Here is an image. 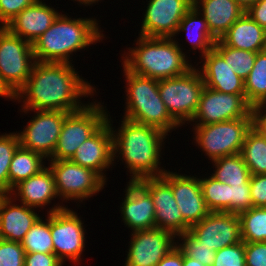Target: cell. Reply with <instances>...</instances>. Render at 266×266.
Here are the masks:
<instances>
[{
  "mask_svg": "<svg viewBox=\"0 0 266 266\" xmlns=\"http://www.w3.org/2000/svg\"><path fill=\"white\" fill-rule=\"evenodd\" d=\"M200 186L210 212L230 213V185L209 175L200 177Z\"/></svg>",
  "mask_w": 266,
  "mask_h": 266,
  "instance_id": "33",
  "label": "cell"
},
{
  "mask_svg": "<svg viewBox=\"0 0 266 266\" xmlns=\"http://www.w3.org/2000/svg\"><path fill=\"white\" fill-rule=\"evenodd\" d=\"M171 187L184 220L190 225L199 223L210 213L202 195L200 177L166 170L161 176Z\"/></svg>",
  "mask_w": 266,
  "mask_h": 266,
  "instance_id": "18",
  "label": "cell"
},
{
  "mask_svg": "<svg viewBox=\"0 0 266 266\" xmlns=\"http://www.w3.org/2000/svg\"><path fill=\"white\" fill-rule=\"evenodd\" d=\"M110 114L107 115L113 135V156L124 163L131 182H137L143 178L161 177L165 169L161 168L160 157L167 134L162 130L139 124L125 118L121 126L112 127ZM115 129V130H114Z\"/></svg>",
  "mask_w": 266,
  "mask_h": 266,
  "instance_id": "2",
  "label": "cell"
},
{
  "mask_svg": "<svg viewBox=\"0 0 266 266\" xmlns=\"http://www.w3.org/2000/svg\"><path fill=\"white\" fill-rule=\"evenodd\" d=\"M199 63L202 65L198 66ZM196 65L206 87L221 93L245 95L244 80L214 48L203 55Z\"/></svg>",
  "mask_w": 266,
  "mask_h": 266,
  "instance_id": "21",
  "label": "cell"
},
{
  "mask_svg": "<svg viewBox=\"0 0 266 266\" xmlns=\"http://www.w3.org/2000/svg\"><path fill=\"white\" fill-rule=\"evenodd\" d=\"M246 266H266V242H244Z\"/></svg>",
  "mask_w": 266,
  "mask_h": 266,
  "instance_id": "42",
  "label": "cell"
},
{
  "mask_svg": "<svg viewBox=\"0 0 266 266\" xmlns=\"http://www.w3.org/2000/svg\"><path fill=\"white\" fill-rule=\"evenodd\" d=\"M95 89L71 63L36 61L27 82L14 95V102H23L21 110L71 113L85 107L88 103L81 98H91Z\"/></svg>",
  "mask_w": 266,
  "mask_h": 266,
  "instance_id": "1",
  "label": "cell"
},
{
  "mask_svg": "<svg viewBox=\"0 0 266 266\" xmlns=\"http://www.w3.org/2000/svg\"><path fill=\"white\" fill-rule=\"evenodd\" d=\"M189 232L200 244L214 251L241 242L239 216L236 213L210 212Z\"/></svg>",
  "mask_w": 266,
  "mask_h": 266,
  "instance_id": "16",
  "label": "cell"
},
{
  "mask_svg": "<svg viewBox=\"0 0 266 266\" xmlns=\"http://www.w3.org/2000/svg\"><path fill=\"white\" fill-rule=\"evenodd\" d=\"M183 266H205L200 261L194 260L191 257L185 256L183 254Z\"/></svg>",
  "mask_w": 266,
  "mask_h": 266,
  "instance_id": "49",
  "label": "cell"
},
{
  "mask_svg": "<svg viewBox=\"0 0 266 266\" xmlns=\"http://www.w3.org/2000/svg\"><path fill=\"white\" fill-rule=\"evenodd\" d=\"M8 194L0 206V239L21 242L26 233L40 218L36 208L16 204Z\"/></svg>",
  "mask_w": 266,
  "mask_h": 266,
  "instance_id": "24",
  "label": "cell"
},
{
  "mask_svg": "<svg viewBox=\"0 0 266 266\" xmlns=\"http://www.w3.org/2000/svg\"><path fill=\"white\" fill-rule=\"evenodd\" d=\"M205 84L194 66L186 74L158 80V90L171 118L181 127L195 115Z\"/></svg>",
  "mask_w": 266,
  "mask_h": 266,
  "instance_id": "7",
  "label": "cell"
},
{
  "mask_svg": "<svg viewBox=\"0 0 266 266\" xmlns=\"http://www.w3.org/2000/svg\"><path fill=\"white\" fill-rule=\"evenodd\" d=\"M253 126L252 112L244 118L193 126L194 145L209 160L240 154L247 132Z\"/></svg>",
  "mask_w": 266,
  "mask_h": 266,
  "instance_id": "6",
  "label": "cell"
},
{
  "mask_svg": "<svg viewBox=\"0 0 266 266\" xmlns=\"http://www.w3.org/2000/svg\"><path fill=\"white\" fill-rule=\"evenodd\" d=\"M177 247L185 256L200 261L205 266H212L216 251L199 243V241L189 232L180 234L177 237ZM180 242V243H179Z\"/></svg>",
  "mask_w": 266,
  "mask_h": 266,
  "instance_id": "37",
  "label": "cell"
},
{
  "mask_svg": "<svg viewBox=\"0 0 266 266\" xmlns=\"http://www.w3.org/2000/svg\"><path fill=\"white\" fill-rule=\"evenodd\" d=\"M143 13L140 36L177 37L182 18L193 6V0H149Z\"/></svg>",
  "mask_w": 266,
  "mask_h": 266,
  "instance_id": "14",
  "label": "cell"
},
{
  "mask_svg": "<svg viewBox=\"0 0 266 266\" xmlns=\"http://www.w3.org/2000/svg\"><path fill=\"white\" fill-rule=\"evenodd\" d=\"M70 160L92 169L106 181V169L114 166L113 135L109 122L106 121L92 136L84 141Z\"/></svg>",
  "mask_w": 266,
  "mask_h": 266,
  "instance_id": "19",
  "label": "cell"
},
{
  "mask_svg": "<svg viewBox=\"0 0 266 266\" xmlns=\"http://www.w3.org/2000/svg\"><path fill=\"white\" fill-rule=\"evenodd\" d=\"M53 173L58 199L82 203L104 189L106 182L97 172L69 160H47Z\"/></svg>",
  "mask_w": 266,
  "mask_h": 266,
  "instance_id": "10",
  "label": "cell"
},
{
  "mask_svg": "<svg viewBox=\"0 0 266 266\" xmlns=\"http://www.w3.org/2000/svg\"><path fill=\"white\" fill-rule=\"evenodd\" d=\"M34 112L32 118L18 132L20 146L49 159L55 150L61 128L68 112L58 110H20L25 114ZM36 112V113H35Z\"/></svg>",
  "mask_w": 266,
  "mask_h": 266,
  "instance_id": "12",
  "label": "cell"
},
{
  "mask_svg": "<svg viewBox=\"0 0 266 266\" xmlns=\"http://www.w3.org/2000/svg\"><path fill=\"white\" fill-rule=\"evenodd\" d=\"M245 12L256 23L266 29V0H259Z\"/></svg>",
  "mask_w": 266,
  "mask_h": 266,
  "instance_id": "45",
  "label": "cell"
},
{
  "mask_svg": "<svg viewBox=\"0 0 266 266\" xmlns=\"http://www.w3.org/2000/svg\"><path fill=\"white\" fill-rule=\"evenodd\" d=\"M46 216L44 220L41 216L21 241L25 253H54L50 231V213H47Z\"/></svg>",
  "mask_w": 266,
  "mask_h": 266,
  "instance_id": "34",
  "label": "cell"
},
{
  "mask_svg": "<svg viewBox=\"0 0 266 266\" xmlns=\"http://www.w3.org/2000/svg\"><path fill=\"white\" fill-rule=\"evenodd\" d=\"M214 49L241 79L247 78L255 63L257 52L226 46L220 39L215 42Z\"/></svg>",
  "mask_w": 266,
  "mask_h": 266,
  "instance_id": "35",
  "label": "cell"
},
{
  "mask_svg": "<svg viewBox=\"0 0 266 266\" xmlns=\"http://www.w3.org/2000/svg\"><path fill=\"white\" fill-rule=\"evenodd\" d=\"M59 14L44 0H37L20 12L5 27L12 34L33 44L53 24Z\"/></svg>",
  "mask_w": 266,
  "mask_h": 266,
  "instance_id": "22",
  "label": "cell"
},
{
  "mask_svg": "<svg viewBox=\"0 0 266 266\" xmlns=\"http://www.w3.org/2000/svg\"><path fill=\"white\" fill-rule=\"evenodd\" d=\"M250 180L245 185H230V213L239 214L253 207Z\"/></svg>",
  "mask_w": 266,
  "mask_h": 266,
  "instance_id": "40",
  "label": "cell"
},
{
  "mask_svg": "<svg viewBox=\"0 0 266 266\" xmlns=\"http://www.w3.org/2000/svg\"><path fill=\"white\" fill-rule=\"evenodd\" d=\"M0 96L14 101V94L3 84L0 79Z\"/></svg>",
  "mask_w": 266,
  "mask_h": 266,
  "instance_id": "48",
  "label": "cell"
},
{
  "mask_svg": "<svg viewBox=\"0 0 266 266\" xmlns=\"http://www.w3.org/2000/svg\"><path fill=\"white\" fill-rule=\"evenodd\" d=\"M24 259L21 242L0 239V266H24Z\"/></svg>",
  "mask_w": 266,
  "mask_h": 266,
  "instance_id": "39",
  "label": "cell"
},
{
  "mask_svg": "<svg viewBox=\"0 0 266 266\" xmlns=\"http://www.w3.org/2000/svg\"><path fill=\"white\" fill-rule=\"evenodd\" d=\"M246 101L252 107L266 105V50L257 52L255 63L244 80Z\"/></svg>",
  "mask_w": 266,
  "mask_h": 266,
  "instance_id": "30",
  "label": "cell"
},
{
  "mask_svg": "<svg viewBox=\"0 0 266 266\" xmlns=\"http://www.w3.org/2000/svg\"><path fill=\"white\" fill-rule=\"evenodd\" d=\"M35 62L32 44L0 27V79L14 95L27 82Z\"/></svg>",
  "mask_w": 266,
  "mask_h": 266,
  "instance_id": "11",
  "label": "cell"
},
{
  "mask_svg": "<svg viewBox=\"0 0 266 266\" xmlns=\"http://www.w3.org/2000/svg\"><path fill=\"white\" fill-rule=\"evenodd\" d=\"M124 266H139V265L128 264V263L125 261Z\"/></svg>",
  "mask_w": 266,
  "mask_h": 266,
  "instance_id": "53",
  "label": "cell"
},
{
  "mask_svg": "<svg viewBox=\"0 0 266 266\" xmlns=\"http://www.w3.org/2000/svg\"><path fill=\"white\" fill-rule=\"evenodd\" d=\"M95 18H72L60 13L32 44L35 61L71 63L73 53L103 41L104 30ZM71 55V56H70ZM72 59V60H71Z\"/></svg>",
  "mask_w": 266,
  "mask_h": 266,
  "instance_id": "3",
  "label": "cell"
},
{
  "mask_svg": "<svg viewBox=\"0 0 266 266\" xmlns=\"http://www.w3.org/2000/svg\"><path fill=\"white\" fill-rule=\"evenodd\" d=\"M138 36L133 43L136 47L121 55L122 65L130 72L163 80L184 75L194 67L176 37Z\"/></svg>",
  "mask_w": 266,
  "mask_h": 266,
  "instance_id": "4",
  "label": "cell"
},
{
  "mask_svg": "<svg viewBox=\"0 0 266 266\" xmlns=\"http://www.w3.org/2000/svg\"><path fill=\"white\" fill-rule=\"evenodd\" d=\"M220 40L229 47L261 52L266 50V29L245 12L231 25Z\"/></svg>",
  "mask_w": 266,
  "mask_h": 266,
  "instance_id": "26",
  "label": "cell"
},
{
  "mask_svg": "<svg viewBox=\"0 0 266 266\" xmlns=\"http://www.w3.org/2000/svg\"><path fill=\"white\" fill-rule=\"evenodd\" d=\"M46 159L39 153L19 146L9 166V194L20 181L38 174L46 167Z\"/></svg>",
  "mask_w": 266,
  "mask_h": 266,
  "instance_id": "28",
  "label": "cell"
},
{
  "mask_svg": "<svg viewBox=\"0 0 266 266\" xmlns=\"http://www.w3.org/2000/svg\"><path fill=\"white\" fill-rule=\"evenodd\" d=\"M54 253H25L24 266H63Z\"/></svg>",
  "mask_w": 266,
  "mask_h": 266,
  "instance_id": "44",
  "label": "cell"
},
{
  "mask_svg": "<svg viewBox=\"0 0 266 266\" xmlns=\"http://www.w3.org/2000/svg\"><path fill=\"white\" fill-rule=\"evenodd\" d=\"M156 266H183V252L176 246Z\"/></svg>",
  "mask_w": 266,
  "mask_h": 266,
  "instance_id": "47",
  "label": "cell"
},
{
  "mask_svg": "<svg viewBox=\"0 0 266 266\" xmlns=\"http://www.w3.org/2000/svg\"><path fill=\"white\" fill-rule=\"evenodd\" d=\"M126 81L125 112L122 118L156 127L167 135L180 126L169 115L158 90V80L130 72L123 65Z\"/></svg>",
  "mask_w": 266,
  "mask_h": 266,
  "instance_id": "5",
  "label": "cell"
},
{
  "mask_svg": "<svg viewBox=\"0 0 266 266\" xmlns=\"http://www.w3.org/2000/svg\"><path fill=\"white\" fill-rule=\"evenodd\" d=\"M238 216L243 242H266V207H252Z\"/></svg>",
  "mask_w": 266,
  "mask_h": 266,
  "instance_id": "32",
  "label": "cell"
},
{
  "mask_svg": "<svg viewBox=\"0 0 266 266\" xmlns=\"http://www.w3.org/2000/svg\"><path fill=\"white\" fill-rule=\"evenodd\" d=\"M127 183L119 211L125 227L132 232L156 228L152 197L138 182Z\"/></svg>",
  "mask_w": 266,
  "mask_h": 266,
  "instance_id": "20",
  "label": "cell"
},
{
  "mask_svg": "<svg viewBox=\"0 0 266 266\" xmlns=\"http://www.w3.org/2000/svg\"><path fill=\"white\" fill-rule=\"evenodd\" d=\"M9 195L14 200L37 210L47 207L58 197L52 171L46 166L38 174L20 181Z\"/></svg>",
  "mask_w": 266,
  "mask_h": 266,
  "instance_id": "23",
  "label": "cell"
},
{
  "mask_svg": "<svg viewBox=\"0 0 266 266\" xmlns=\"http://www.w3.org/2000/svg\"><path fill=\"white\" fill-rule=\"evenodd\" d=\"M8 196V193L0 188V206L2 201Z\"/></svg>",
  "mask_w": 266,
  "mask_h": 266,
  "instance_id": "52",
  "label": "cell"
},
{
  "mask_svg": "<svg viewBox=\"0 0 266 266\" xmlns=\"http://www.w3.org/2000/svg\"><path fill=\"white\" fill-rule=\"evenodd\" d=\"M61 204L58 202L55 205L54 203V207L47 209V213H50V231L54 254L63 263L69 259L70 263L79 264L86 245L84 222L76 211L71 210L63 203Z\"/></svg>",
  "mask_w": 266,
  "mask_h": 266,
  "instance_id": "9",
  "label": "cell"
},
{
  "mask_svg": "<svg viewBox=\"0 0 266 266\" xmlns=\"http://www.w3.org/2000/svg\"><path fill=\"white\" fill-rule=\"evenodd\" d=\"M240 7L247 11L252 5L259 0H234Z\"/></svg>",
  "mask_w": 266,
  "mask_h": 266,
  "instance_id": "50",
  "label": "cell"
},
{
  "mask_svg": "<svg viewBox=\"0 0 266 266\" xmlns=\"http://www.w3.org/2000/svg\"><path fill=\"white\" fill-rule=\"evenodd\" d=\"M74 1L78 2L81 6L85 5L87 7V6H90V5L92 6L96 2L98 3L100 0H74Z\"/></svg>",
  "mask_w": 266,
  "mask_h": 266,
  "instance_id": "51",
  "label": "cell"
},
{
  "mask_svg": "<svg viewBox=\"0 0 266 266\" xmlns=\"http://www.w3.org/2000/svg\"><path fill=\"white\" fill-rule=\"evenodd\" d=\"M126 256L128 264L156 266L157 263L177 246V237L166 230L153 228L131 232Z\"/></svg>",
  "mask_w": 266,
  "mask_h": 266,
  "instance_id": "17",
  "label": "cell"
},
{
  "mask_svg": "<svg viewBox=\"0 0 266 266\" xmlns=\"http://www.w3.org/2000/svg\"><path fill=\"white\" fill-rule=\"evenodd\" d=\"M250 187L253 207H266V174L251 175Z\"/></svg>",
  "mask_w": 266,
  "mask_h": 266,
  "instance_id": "43",
  "label": "cell"
},
{
  "mask_svg": "<svg viewBox=\"0 0 266 266\" xmlns=\"http://www.w3.org/2000/svg\"><path fill=\"white\" fill-rule=\"evenodd\" d=\"M211 162L215 169L210 175L220 182L228 185H245L250 180V170L241 154L221 157Z\"/></svg>",
  "mask_w": 266,
  "mask_h": 266,
  "instance_id": "29",
  "label": "cell"
},
{
  "mask_svg": "<svg viewBox=\"0 0 266 266\" xmlns=\"http://www.w3.org/2000/svg\"><path fill=\"white\" fill-rule=\"evenodd\" d=\"M253 127L266 139V105L252 109Z\"/></svg>",
  "mask_w": 266,
  "mask_h": 266,
  "instance_id": "46",
  "label": "cell"
},
{
  "mask_svg": "<svg viewBox=\"0 0 266 266\" xmlns=\"http://www.w3.org/2000/svg\"><path fill=\"white\" fill-rule=\"evenodd\" d=\"M193 5L205 18L210 33L217 40L245 13L234 0H193Z\"/></svg>",
  "mask_w": 266,
  "mask_h": 266,
  "instance_id": "25",
  "label": "cell"
},
{
  "mask_svg": "<svg viewBox=\"0 0 266 266\" xmlns=\"http://www.w3.org/2000/svg\"><path fill=\"white\" fill-rule=\"evenodd\" d=\"M100 101L91 102L69 113L62 125L53 155L48 160H69L77 148L92 136L106 121L109 114Z\"/></svg>",
  "mask_w": 266,
  "mask_h": 266,
  "instance_id": "8",
  "label": "cell"
},
{
  "mask_svg": "<svg viewBox=\"0 0 266 266\" xmlns=\"http://www.w3.org/2000/svg\"><path fill=\"white\" fill-rule=\"evenodd\" d=\"M240 154L251 175L266 174V139L253 126L246 134Z\"/></svg>",
  "mask_w": 266,
  "mask_h": 266,
  "instance_id": "31",
  "label": "cell"
},
{
  "mask_svg": "<svg viewBox=\"0 0 266 266\" xmlns=\"http://www.w3.org/2000/svg\"><path fill=\"white\" fill-rule=\"evenodd\" d=\"M183 31L187 34L188 42L191 43L190 49L193 48L192 51L199 49L198 52L201 53V57L212 50L217 41L210 33L207 21L194 5L182 18L176 34L179 35Z\"/></svg>",
  "mask_w": 266,
  "mask_h": 266,
  "instance_id": "27",
  "label": "cell"
},
{
  "mask_svg": "<svg viewBox=\"0 0 266 266\" xmlns=\"http://www.w3.org/2000/svg\"><path fill=\"white\" fill-rule=\"evenodd\" d=\"M152 197L156 228L173 233L176 237L190 230L174 198L172 187L162 177L137 181Z\"/></svg>",
  "mask_w": 266,
  "mask_h": 266,
  "instance_id": "15",
  "label": "cell"
},
{
  "mask_svg": "<svg viewBox=\"0 0 266 266\" xmlns=\"http://www.w3.org/2000/svg\"><path fill=\"white\" fill-rule=\"evenodd\" d=\"M35 1L37 0H0V27H5Z\"/></svg>",
  "mask_w": 266,
  "mask_h": 266,
  "instance_id": "41",
  "label": "cell"
},
{
  "mask_svg": "<svg viewBox=\"0 0 266 266\" xmlns=\"http://www.w3.org/2000/svg\"><path fill=\"white\" fill-rule=\"evenodd\" d=\"M252 109L246 101V95L221 93L205 86L191 123H195L193 126L206 125L244 118Z\"/></svg>",
  "mask_w": 266,
  "mask_h": 266,
  "instance_id": "13",
  "label": "cell"
},
{
  "mask_svg": "<svg viewBox=\"0 0 266 266\" xmlns=\"http://www.w3.org/2000/svg\"><path fill=\"white\" fill-rule=\"evenodd\" d=\"M212 266H246L244 242L241 241L216 251Z\"/></svg>",
  "mask_w": 266,
  "mask_h": 266,
  "instance_id": "38",
  "label": "cell"
},
{
  "mask_svg": "<svg viewBox=\"0 0 266 266\" xmlns=\"http://www.w3.org/2000/svg\"><path fill=\"white\" fill-rule=\"evenodd\" d=\"M20 146L15 132L0 134V188L9 194V166L16 149Z\"/></svg>",
  "mask_w": 266,
  "mask_h": 266,
  "instance_id": "36",
  "label": "cell"
}]
</instances>
